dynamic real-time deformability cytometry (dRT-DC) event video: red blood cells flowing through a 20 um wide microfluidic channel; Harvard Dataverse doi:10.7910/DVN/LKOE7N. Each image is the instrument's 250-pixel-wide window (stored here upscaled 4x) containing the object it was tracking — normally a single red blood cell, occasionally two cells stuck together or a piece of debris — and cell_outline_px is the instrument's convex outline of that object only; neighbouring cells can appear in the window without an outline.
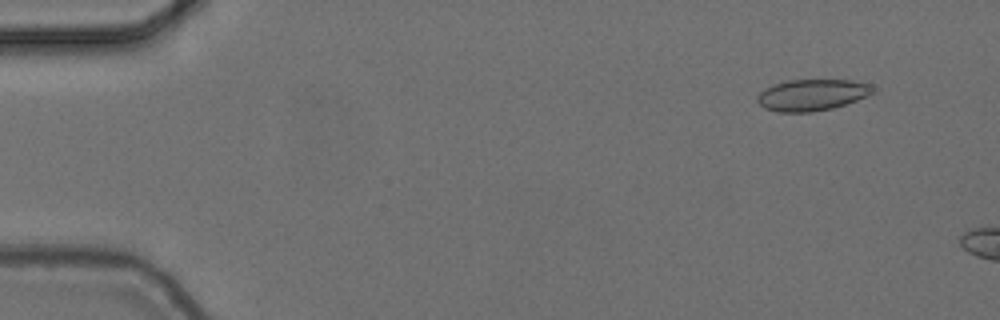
{"species": "common noctule bat (a hibernating species)", "species_latin": "Nyctalus noctula", "temperature_condition": "cold", "stored_images_in_passage": 3, "camera_frame_rate_fps": 3000, "um_per_image_px": 0.085, "animal": {"sex": "female", "body_mass_g": 24.6, "forearm_length_mm": 56.2}, "frame": {"image": 1, "passage_image": 1, "time_ms": 0.0, "image_size_px": [1000, 320], "cell_outline_px": [[876, 92], [868, 96], [832, 108], [812, 112], [776, 112], [764, 108], [756, 100], [756, 96], [760, 92], [772, 84], [788, 80], [852, 80], [872, 84]], "centroid_in_image_um": [69.02, 8.06], "position_along_channel_um": 16.0, "area_um2": 21.33}}